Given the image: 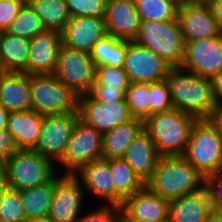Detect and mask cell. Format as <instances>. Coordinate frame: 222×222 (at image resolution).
<instances>
[{"label":"cell","mask_w":222,"mask_h":222,"mask_svg":"<svg viewBox=\"0 0 222 222\" xmlns=\"http://www.w3.org/2000/svg\"><path fill=\"white\" fill-rule=\"evenodd\" d=\"M213 209L222 212V168L205 177V184Z\"/></svg>","instance_id":"39"},{"label":"cell","mask_w":222,"mask_h":222,"mask_svg":"<svg viewBox=\"0 0 222 222\" xmlns=\"http://www.w3.org/2000/svg\"><path fill=\"white\" fill-rule=\"evenodd\" d=\"M206 119L222 139V106L217 105Z\"/></svg>","instance_id":"43"},{"label":"cell","mask_w":222,"mask_h":222,"mask_svg":"<svg viewBox=\"0 0 222 222\" xmlns=\"http://www.w3.org/2000/svg\"><path fill=\"white\" fill-rule=\"evenodd\" d=\"M18 150L12 134L7 129L0 130V158L6 161Z\"/></svg>","instance_id":"42"},{"label":"cell","mask_w":222,"mask_h":222,"mask_svg":"<svg viewBox=\"0 0 222 222\" xmlns=\"http://www.w3.org/2000/svg\"><path fill=\"white\" fill-rule=\"evenodd\" d=\"M123 69L129 83H152L166 79L172 67L148 48L127 41Z\"/></svg>","instance_id":"13"},{"label":"cell","mask_w":222,"mask_h":222,"mask_svg":"<svg viewBox=\"0 0 222 222\" xmlns=\"http://www.w3.org/2000/svg\"><path fill=\"white\" fill-rule=\"evenodd\" d=\"M74 174L80 177L79 181L84 192L88 190L99 199L103 198L105 202L108 201V204L118 206L123 204L124 198L115 190L112 182L108 159L93 160L83 165Z\"/></svg>","instance_id":"17"},{"label":"cell","mask_w":222,"mask_h":222,"mask_svg":"<svg viewBox=\"0 0 222 222\" xmlns=\"http://www.w3.org/2000/svg\"><path fill=\"white\" fill-rule=\"evenodd\" d=\"M41 18L46 30L62 33L71 18L65 0H25Z\"/></svg>","instance_id":"27"},{"label":"cell","mask_w":222,"mask_h":222,"mask_svg":"<svg viewBox=\"0 0 222 222\" xmlns=\"http://www.w3.org/2000/svg\"><path fill=\"white\" fill-rule=\"evenodd\" d=\"M175 1H177L179 4H182V3L187 2L189 0H175Z\"/></svg>","instance_id":"53"},{"label":"cell","mask_w":222,"mask_h":222,"mask_svg":"<svg viewBox=\"0 0 222 222\" xmlns=\"http://www.w3.org/2000/svg\"><path fill=\"white\" fill-rule=\"evenodd\" d=\"M77 111L80 120L102 134L134 118L125 99L113 102L100 101L89 93L79 96Z\"/></svg>","instance_id":"9"},{"label":"cell","mask_w":222,"mask_h":222,"mask_svg":"<svg viewBox=\"0 0 222 222\" xmlns=\"http://www.w3.org/2000/svg\"><path fill=\"white\" fill-rule=\"evenodd\" d=\"M209 194L204 187L193 194L169 201L168 222H208L213 211Z\"/></svg>","instance_id":"21"},{"label":"cell","mask_w":222,"mask_h":222,"mask_svg":"<svg viewBox=\"0 0 222 222\" xmlns=\"http://www.w3.org/2000/svg\"><path fill=\"white\" fill-rule=\"evenodd\" d=\"M150 116L173 110L167 80L150 83Z\"/></svg>","instance_id":"35"},{"label":"cell","mask_w":222,"mask_h":222,"mask_svg":"<svg viewBox=\"0 0 222 222\" xmlns=\"http://www.w3.org/2000/svg\"><path fill=\"white\" fill-rule=\"evenodd\" d=\"M96 66L90 54L61 44L54 76L78 96L90 92L95 83Z\"/></svg>","instance_id":"8"},{"label":"cell","mask_w":222,"mask_h":222,"mask_svg":"<svg viewBox=\"0 0 222 222\" xmlns=\"http://www.w3.org/2000/svg\"><path fill=\"white\" fill-rule=\"evenodd\" d=\"M144 129V121L133 118L103 134L102 158H123L134 138Z\"/></svg>","instance_id":"25"},{"label":"cell","mask_w":222,"mask_h":222,"mask_svg":"<svg viewBox=\"0 0 222 222\" xmlns=\"http://www.w3.org/2000/svg\"><path fill=\"white\" fill-rule=\"evenodd\" d=\"M107 34L104 17H71L61 33L62 45L90 54Z\"/></svg>","instance_id":"16"},{"label":"cell","mask_w":222,"mask_h":222,"mask_svg":"<svg viewBox=\"0 0 222 222\" xmlns=\"http://www.w3.org/2000/svg\"><path fill=\"white\" fill-rule=\"evenodd\" d=\"M160 155L149 134L143 129L132 141L123 159L146 183L156 169Z\"/></svg>","instance_id":"23"},{"label":"cell","mask_w":222,"mask_h":222,"mask_svg":"<svg viewBox=\"0 0 222 222\" xmlns=\"http://www.w3.org/2000/svg\"><path fill=\"white\" fill-rule=\"evenodd\" d=\"M136 44L156 53L172 68H179L185 52V41L177 20L141 21Z\"/></svg>","instance_id":"4"},{"label":"cell","mask_w":222,"mask_h":222,"mask_svg":"<svg viewBox=\"0 0 222 222\" xmlns=\"http://www.w3.org/2000/svg\"><path fill=\"white\" fill-rule=\"evenodd\" d=\"M5 161L0 158V173L4 171Z\"/></svg>","instance_id":"51"},{"label":"cell","mask_w":222,"mask_h":222,"mask_svg":"<svg viewBox=\"0 0 222 222\" xmlns=\"http://www.w3.org/2000/svg\"><path fill=\"white\" fill-rule=\"evenodd\" d=\"M176 20L185 42L219 36L222 32L208 3L187 1L180 4Z\"/></svg>","instance_id":"15"},{"label":"cell","mask_w":222,"mask_h":222,"mask_svg":"<svg viewBox=\"0 0 222 222\" xmlns=\"http://www.w3.org/2000/svg\"><path fill=\"white\" fill-rule=\"evenodd\" d=\"M211 80L217 105L222 106V72L214 76Z\"/></svg>","instance_id":"44"},{"label":"cell","mask_w":222,"mask_h":222,"mask_svg":"<svg viewBox=\"0 0 222 222\" xmlns=\"http://www.w3.org/2000/svg\"><path fill=\"white\" fill-rule=\"evenodd\" d=\"M25 222H53L48 216L26 220Z\"/></svg>","instance_id":"49"},{"label":"cell","mask_w":222,"mask_h":222,"mask_svg":"<svg viewBox=\"0 0 222 222\" xmlns=\"http://www.w3.org/2000/svg\"><path fill=\"white\" fill-rule=\"evenodd\" d=\"M10 112H8L1 104H0V130H4L7 128V121Z\"/></svg>","instance_id":"47"},{"label":"cell","mask_w":222,"mask_h":222,"mask_svg":"<svg viewBox=\"0 0 222 222\" xmlns=\"http://www.w3.org/2000/svg\"><path fill=\"white\" fill-rule=\"evenodd\" d=\"M141 21H171L177 19L179 3L175 0H134Z\"/></svg>","instance_id":"31"},{"label":"cell","mask_w":222,"mask_h":222,"mask_svg":"<svg viewBox=\"0 0 222 222\" xmlns=\"http://www.w3.org/2000/svg\"><path fill=\"white\" fill-rule=\"evenodd\" d=\"M71 17H104L106 0H65Z\"/></svg>","instance_id":"37"},{"label":"cell","mask_w":222,"mask_h":222,"mask_svg":"<svg viewBox=\"0 0 222 222\" xmlns=\"http://www.w3.org/2000/svg\"><path fill=\"white\" fill-rule=\"evenodd\" d=\"M196 120L191 114L173 109L149 116L144 121V130L161 157L183 156Z\"/></svg>","instance_id":"3"},{"label":"cell","mask_w":222,"mask_h":222,"mask_svg":"<svg viewBox=\"0 0 222 222\" xmlns=\"http://www.w3.org/2000/svg\"><path fill=\"white\" fill-rule=\"evenodd\" d=\"M183 157L204 177L222 168V139L207 119H197Z\"/></svg>","instance_id":"6"},{"label":"cell","mask_w":222,"mask_h":222,"mask_svg":"<svg viewBox=\"0 0 222 222\" xmlns=\"http://www.w3.org/2000/svg\"><path fill=\"white\" fill-rule=\"evenodd\" d=\"M10 188L5 170L0 173V201Z\"/></svg>","instance_id":"46"},{"label":"cell","mask_w":222,"mask_h":222,"mask_svg":"<svg viewBox=\"0 0 222 222\" xmlns=\"http://www.w3.org/2000/svg\"><path fill=\"white\" fill-rule=\"evenodd\" d=\"M122 222H168V221H147V220H140L137 218H122Z\"/></svg>","instance_id":"50"},{"label":"cell","mask_w":222,"mask_h":222,"mask_svg":"<svg viewBox=\"0 0 222 222\" xmlns=\"http://www.w3.org/2000/svg\"><path fill=\"white\" fill-rule=\"evenodd\" d=\"M115 190L125 199L145 188V183L123 158L109 159Z\"/></svg>","instance_id":"30"},{"label":"cell","mask_w":222,"mask_h":222,"mask_svg":"<svg viewBox=\"0 0 222 222\" xmlns=\"http://www.w3.org/2000/svg\"><path fill=\"white\" fill-rule=\"evenodd\" d=\"M189 1H192V2H204V3H208V2L211 1V0H189Z\"/></svg>","instance_id":"52"},{"label":"cell","mask_w":222,"mask_h":222,"mask_svg":"<svg viewBox=\"0 0 222 222\" xmlns=\"http://www.w3.org/2000/svg\"><path fill=\"white\" fill-rule=\"evenodd\" d=\"M89 94L100 101H118L125 99V91L120 87H107V85H93Z\"/></svg>","instance_id":"41"},{"label":"cell","mask_w":222,"mask_h":222,"mask_svg":"<svg viewBox=\"0 0 222 222\" xmlns=\"http://www.w3.org/2000/svg\"><path fill=\"white\" fill-rule=\"evenodd\" d=\"M31 110L42 115L77 112L79 96L53 74L31 75Z\"/></svg>","instance_id":"5"},{"label":"cell","mask_w":222,"mask_h":222,"mask_svg":"<svg viewBox=\"0 0 222 222\" xmlns=\"http://www.w3.org/2000/svg\"><path fill=\"white\" fill-rule=\"evenodd\" d=\"M31 75L0 72V104L8 112L31 110Z\"/></svg>","instance_id":"20"},{"label":"cell","mask_w":222,"mask_h":222,"mask_svg":"<svg viewBox=\"0 0 222 222\" xmlns=\"http://www.w3.org/2000/svg\"><path fill=\"white\" fill-rule=\"evenodd\" d=\"M166 80L174 109L206 119L217 106L210 78L172 68Z\"/></svg>","instance_id":"1"},{"label":"cell","mask_w":222,"mask_h":222,"mask_svg":"<svg viewBox=\"0 0 222 222\" xmlns=\"http://www.w3.org/2000/svg\"><path fill=\"white\" fill-rule=\"evenodd\" d=\"M45 30L41 18L25 3L5 32L30 40Z\"/></svg>","instance_id":"32"},{"label":"cell","mask_w":222,"mask_h":222,"mask_svg":"<svg viewBox=\"0 0 222 222\" xmlns=\"http://www.w3.org/2000/svg\"><path fill=\"white\" fill-rule=\"evenodd\" d=\"M126 47V40L106 35L93 46L90 57L96 67H123Z\"/></svg>","instance_id":"29"},{"label":"cell","mask_w":222,"mask_h":222,"mask_svg":"<svg viewBox=\"0 0 222 222\" xmlns=\"http://www.w3.org/2000/svg\"><path fill=\"white\" fill-rule=\"evenodd\" d=\"M104 20L108 35L126 41L136 38L141 22L134 0H106Z\"/></svg>","instance_id":"18"},{"label":"cell","mask_w":222,"mask_h":222,"mask_svg":"<svg viewBox=\"0 0 222 222\" xmlns=\"http://www.w3.org/2000/svg\"><path fill=\"white\" fill-rule=\"evenodd\" d=\"M179 68L210 79L222 72V34L185 42Z\"/></svg>","instance_id":"12"},{"label":"cell","mask_w":222,"mask_h":222,"mask_svg":"<svg viewBox=\"0 0 222 222\" xmlns=\"http://www.w3.org/2000/svg\"><path fill=\"white\" fill-rule=\"evenodd\" d=\"M208 222H222V212L214 209Z\"/></svg>","instance_id":"48"},{"label":"cell","mask_w":222,"mask_h":222,"mask_svg":"<svg viewBox=\"0 0 222 222\" xmlns=\"http://www.w3.org/2000/svg\"><path fill=\"white\" fill-rule=\"evenodd\" d=\"M61 44V34L49 30L30 39L27 74H54Z\"/></svg>","instance_id":"19"},{"label":"cell","mask_w":222,"mask_h":222,"mask_svg":"<svg viewBox=\"0 0 222 222\" xmlns=\"http://www.w3.org/2000/svg\"><path fill=\"white\" fill-rule=\"evenodd\" d=\"M19 191L9 188L0 201V222H25Z\"/></svg>","instance_id":"34"},{"label":"cell","mask_w":222,"mask_h":222,"mask_svg":"<svg viewBox=\"0 0 222 222\" xmlns=\"http://www.w3.org/2000/svg\"><path fill=\"white\" fill-rule=\"evenodd\" d=\"M94 85L117 86L126 92L129 81L123 67L98 66L96 67Z\"/></svg>","instance_id":"36"},{"label":"cell","mask_w":222,"mask_h":222,"mask_svg":"<svg viewBox=\"0 0 222 222\" xmlns=\"http://www.w3.org/2000/svg\"><path fill=\"white\" fill-rule=\"evenodd\" d=\"M169 201L150 192L146 187L124 199L122 218H137L149 221L168 220Z\"/></svg>","instance_id":"22"},{"label":"cell","mask_w":222,"mask_h":222,"mask_svg":"<svg viewBox=\"0 0 222 222\" xmlns=\"http://www.w3.org/2000/svg\"><path fill=\"white\" fill-rule=\"evenodd\" d=\"M76 222H122V208L118 205H101L86 215L79 216Z\"/></svg>","instance_id":"38"},{"label":"cell","mask_w":222,"mask_h":222,"mask_svg":"<svg viewBox=\"0 0 222 222\" xmlns=\"http://www.w3.org/2000/svg\"><path fill=\"white\" fill-rule=\"evenodd\" d=\"M202 176L183 156L160 157L145 187L155 195L171 201L204 188Z\"/></svg>","instance_id":"2"},{"label":"cell","mask_w":222,"mask_h":222,"mask_svg":"<svg viewBox=\"0 0 222 222\" xmlns=\"http://www.w3.org/2000/svg\"><path fill=\"white\" fill-rule=\"evenodd\" d=\"M54 164L30 149H19L5 161L10 188L26 190L48 183L55 175Z\"/></svg>","instance_id":"7"},{"label":"cell","mask_w":222,"mask_h":222,"mask_svg":"<svg viewBox=\"0 0 222 222\" xmlns=\"http://www.w3.org/2000/svg\"><path fill=\"white\" fill-rule=\"evenodd\" d=\"M84 192L79 177L64 173L53 177V198L48 217L53 222H76L81 213ZM83 199V200H82Z\"/></svg>","instance_id":"14"},{"label":"cell","mask_w":222,"mask_h":222,"mask_svg":"<svg viewBox=\"0 0 222 222\" xmlns=\"http://www.w3.org/2000/svg\"><path fill=\"white\" fill-rule=\"evenodd\" d=\"M103 134L94 127L77 119L71 138L59 162L66 167L65 173H76L83 165L102 158Z\"/></svg>","instance_id":"10"},{"label":"cell","mask_w":222,"mask_h":222,"mask_svg":"<svg viewBox=\"0 0 222 222\" xmlns=\"http://www.w3.org/2000/svg\"><path fill=\"white\" fill-rule=\"evenodd\" d=\"M44 115L33 110L10 112L7 130L19 149L32 150L39 139Z\"/></svg>","instance_id":"24"},{"label":"cell","mask_w":222,"mask_h":222,"mask_svg":"<svg viewBox=\"0 0 222 222\" xmlns=\"http://www.w3.org/2000/svg\"><path fill=\"white\" fill-rule=\"evenodd\" d=\"M24 4L25 0H0V30H7Z\"/></svg>","instance_id":"40"},{"label":"cell","mask_w":222,"mask_h":222,"mask_svg":"<svg viewBox=\"0 0 222 222\" xmlns=\"http://www.w3.org/2000/svg\"><path fill=\"white\" fill-rule=\"evenodd\" d=\"M30 40L2 32L0 37V70L27 74Z\"/></svg>","instance_id":"26"},{"label":"cell","mask_w":222,"mask_h":222,"mask_svg":"<svg viewBox=\"0 0 222 222\" xmlns=\"http://www.w3.org/2000/svg\"><path fill=\"white\" fill-rule=\"evenodd\" d=\"M208 4L211 7L214 18L222 29V0H211Z\"/></svg>","instance_id":"45"},{"label":"cell","mask_w":222,"mask_h":222,"mask_svg":"<svg viewBox=\"0 0 222 222\" xmlns=\"http://www.w3.org/2000/svg\"><path fill=\"white\" fill-rule=\"evenodd\" d=\"M78 118V111L60 115H44L38 142L32 150L52 163L60 162Z\"/></svg>","instance_id":"11"},{"label":"cell","mask_w":222,"mask_h":222,"mask_svg":"<svg viewBox=\"0 0 222 222\" xmlns=\"http://www.w3.org/2000/svg\"><path fill=\"white\" fill-rule=\"evenodd\" d=\"M125 101L132 116L145 121L150 116V83H129Z\"/></svg>","instance_id":"33"},{"label":"cell","mask_w":222,"mask_h":222,"mask_svg":"<svg viewBox=\"0 0 222 222\" xmlns=\"http://www.w3.org/2000/svg\"><path fill=\"white\" fill-rule=\"evenodd\" d=\"M26 220L48 216L53 198V178L46 184L19 191Z\"/></svg>","instance_id":"28"}]
</instances>
